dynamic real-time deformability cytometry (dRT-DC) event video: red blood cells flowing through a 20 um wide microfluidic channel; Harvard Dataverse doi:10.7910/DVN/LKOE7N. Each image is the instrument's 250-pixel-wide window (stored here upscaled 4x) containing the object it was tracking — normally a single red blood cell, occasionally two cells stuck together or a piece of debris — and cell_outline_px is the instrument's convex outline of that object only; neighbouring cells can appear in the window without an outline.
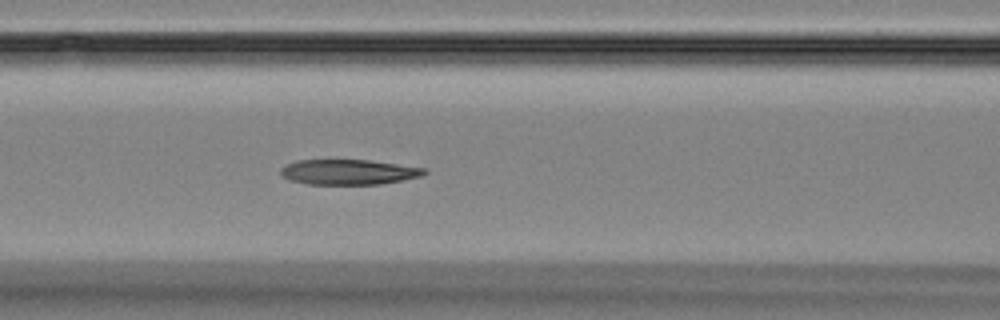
{"species": "Egyptian fruit bat (a non-hibernating species)", "species_latin": "Rousettus aegyptiacus", "temperature_condition": "room temperature", "stored_images_in_passage": 6, "camera_frame_rate_fps": 3000, "um_per_image_px": 0.085, "animal": {"sex": "female"}, "frame": {"image": 1, "passage_image": 6, "time_ms": 6.333, "image_size_px": [1000, 320], "cell_outline_px": [[428, 172], [420, 176], [380, 184], [308, 184], [288, 180], [280, 176], [280, 168], [296, 160], [368, 160], [424, 168]], "centroid_in_image_um": [29.55, 14.62], "position_along_channel_um": 137.0, "area_um2": 20.92}}